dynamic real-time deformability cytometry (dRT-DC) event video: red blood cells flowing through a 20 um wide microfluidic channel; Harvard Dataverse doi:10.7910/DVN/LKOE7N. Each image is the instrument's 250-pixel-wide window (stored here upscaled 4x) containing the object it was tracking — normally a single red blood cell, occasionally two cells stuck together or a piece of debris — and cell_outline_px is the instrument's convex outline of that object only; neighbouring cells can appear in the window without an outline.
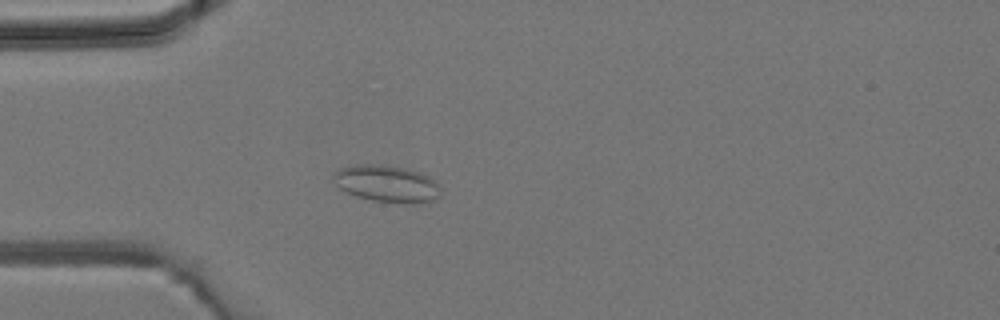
{"species": "common noctule bat (a hibernating species)", "species_latin": "Nyctalus noctula", "temperature_condition": "room temperature", "stored_images_in_passage": 3, "camera_frame_rate_fps": 3000, "um_per_image_px": 0.085, "animal": {"sex": "male", "body_mass_g": 19.2, "forearm_length_mm": 51.8}, "frame": {"image": 1, "passage_image": 3, "time_ms": 2.333, "image_size_px": [1000, 320], "cell_outline_px": [[440, 196], [432, 200], [420, 204], [412, 204], [372, 200], [356, 196], [340, 188], [332, 180], [332, 176], [340, 168], [356, 164], [388, 164], [420, 172], [428, 176], [440, 188]], "centroid_in_image_um": [32.87, 15.61], "position_along_channel_um": 52.1, "area_um2": 23.12}}